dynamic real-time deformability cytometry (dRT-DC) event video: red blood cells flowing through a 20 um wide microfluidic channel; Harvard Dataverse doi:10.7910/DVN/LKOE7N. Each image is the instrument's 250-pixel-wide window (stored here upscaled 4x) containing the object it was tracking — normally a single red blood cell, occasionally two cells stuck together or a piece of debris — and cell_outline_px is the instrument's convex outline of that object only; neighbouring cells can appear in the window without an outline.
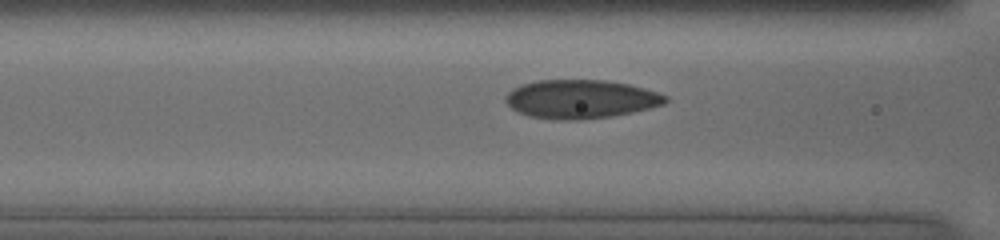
{"species": "human", "species_latin": "Homo sapiens", "temperature_condition": "cold", "stored_images_in_passage": 25, "camera_frame_rate_fps": 3000, "um_per_image_px": 0.085, "donor": {"sex": "female"}, "frame": {"image": 1, "passage_image": 5, "time_ms": 1.333, "image_size_px": [1000, 240], "cell_outline_px": [[664, 100], [656, 104], [640, 108], [620, 112], [596, 116], [540, 116], [516, 108], [508, 100], [508, 96], [512, 92], [520, 88], [532, 84], [556, 80], [584, 80], [620, 84], [648, 92], [660, 96]], "centroid_in_image_um": [49.3, 8.37], "position_along_channel_um": 117.3, "area_um2": 30.29}}
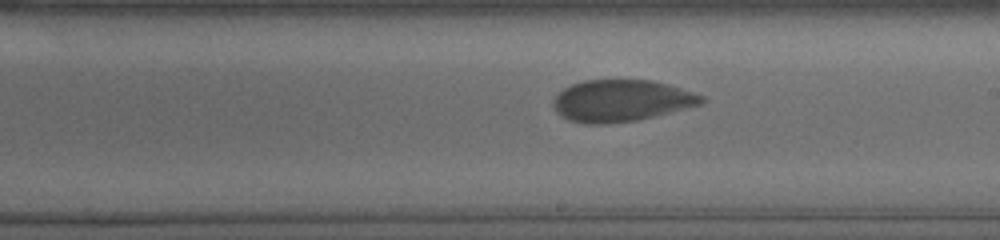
{"frame": {"image": 2, "passage_image": 14, "time_ms": 4.333, "image_size_px": [1000, 240], "cell_outline_px": [[700, 100], [640, 116], [620, 120], [580, 120], [568, 116], [560, 108], [560, 96], [568, 88], [580, 84], [600, 80], [628, 80], [652, 84], [692, 96]], "centroid_in_image_um": [52.59, 8.5], "position_along_channel_um": 236.4, "area_um2": 28.55}}
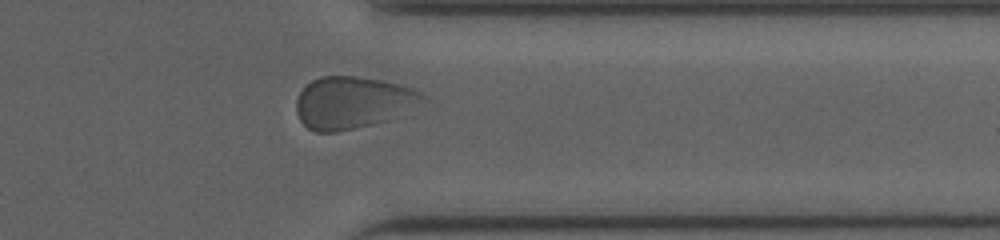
{"frame": {"image": 3, "passage_image": 25, "time_ms": 8.0, "image_size_px": [1000, 240], "cell_outline_px": [[400, 88], [344, 128], [328, 132], [312, 128], [304, 124], [300, 116], [300, 96], [304, 88], [308, 84], [316, 80], [328, 76], [344, 76], [368, 80], [388, 84]], "centroid_in_image_um": [28.9, 8.59], "position_along_channel_um": 382.5, "area_um2": 26.24}}